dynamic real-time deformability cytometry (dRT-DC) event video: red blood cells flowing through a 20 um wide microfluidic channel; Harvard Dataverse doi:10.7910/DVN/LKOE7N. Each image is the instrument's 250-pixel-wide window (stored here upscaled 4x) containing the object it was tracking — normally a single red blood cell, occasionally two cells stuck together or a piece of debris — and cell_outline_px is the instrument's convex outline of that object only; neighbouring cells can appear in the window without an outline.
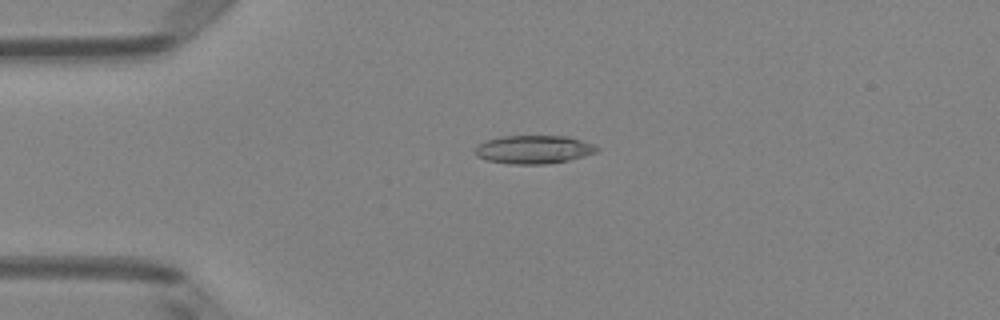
{"species": "Egyptian fruit bat (a non-hibernating species)", "species_latin": "Rousettus aegyptiacus", "temperature_condition": "room temperature", "stored_images_in_passage": 1, "camera_frame_rate_fps": 3000, "um_per_image_px": 0.085, "animal": {"sex": "female"}, "frame": {"image": 1, "passage_image": 1, "time_ms": 0.0, "image_size_px": [1000, 320], "cell_outline_px": [[600, 148], [596, 152], [584, 156], [568, 160], [548, 164], [508, 164], [488, 160], [476, 156], [476, 144], [484, 140], [500, 136], [568, 136], [592, 144]], "centroid_in_image_um": [45.33, 12.7], "position_along_channel_um": 39.7, "area_um2": 20.17}}